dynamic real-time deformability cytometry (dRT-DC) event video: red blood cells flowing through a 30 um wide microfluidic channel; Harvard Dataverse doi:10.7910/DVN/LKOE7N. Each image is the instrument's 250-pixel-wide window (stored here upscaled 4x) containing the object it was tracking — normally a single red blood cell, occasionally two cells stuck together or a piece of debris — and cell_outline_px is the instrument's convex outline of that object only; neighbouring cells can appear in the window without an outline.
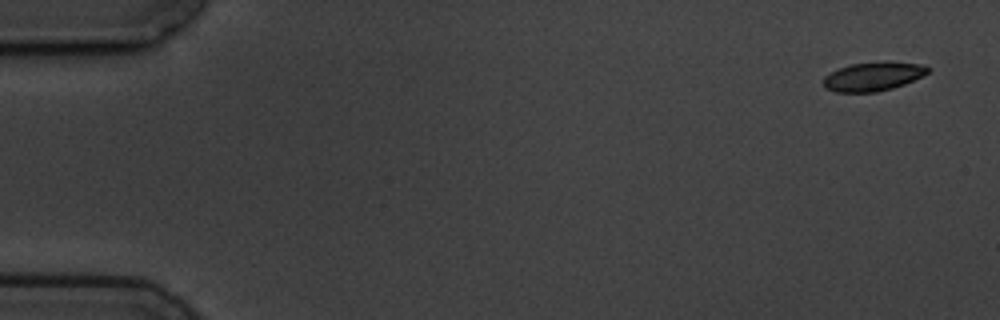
{"species": "common noctule bat (a hibernating species)", "species_latin": "Nyctalus noctula", "temperature_condition": "cold", "stored_images_in_passage": 4, "camera_frame_rate_fps": 3000, "um_per_image_px": 0.085, "animal": {"sex": "male", "body_mass_g": 19.5, "forearm_length_mm": 54.6}, "frame": {"image": 1, "passage_image": 1, "time_ms": 0.0, "image_size_px": [1000, 320], "cell_outline_px": [[932, 68], [928, 72], [904, 84], [892, 88], [876, 92], [836, 92], [824, 88], [824, 76], [840, 68], [852, 64], [888, 60], [924, 64]], "centroid_in_image_um": [74.25, 6.48], "position_along_channel_um": 10.8, "area_um2": 17.69}}
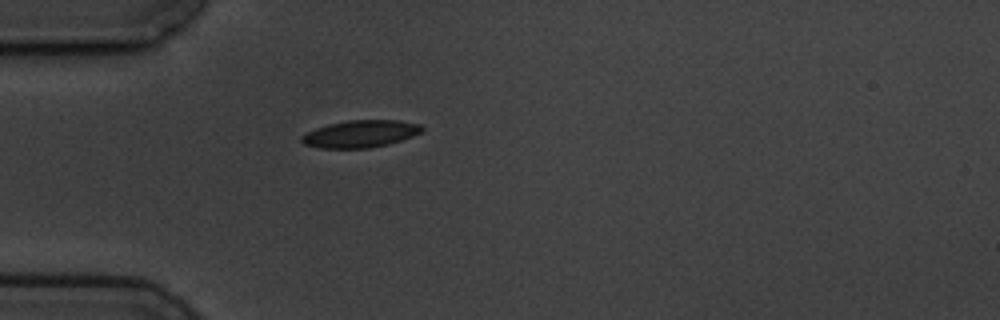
{"frame": {"image": 2, "passage_image": 4, "time_ms": 4.667, "image_size_px": [1000, 320], "cell_outline_px": [[424, 132], [388, 144], [368, 148], [320, 148], [304, 144], [300, 140], [300, 136], [316, 128], [328, 124], [348, 120], [400, 120], [420, 124], [424, 128]], "centroid_in_image_um": [30.65, 11.37], "position_along_channel_um": 54.3, "area_um2": 19.13}}